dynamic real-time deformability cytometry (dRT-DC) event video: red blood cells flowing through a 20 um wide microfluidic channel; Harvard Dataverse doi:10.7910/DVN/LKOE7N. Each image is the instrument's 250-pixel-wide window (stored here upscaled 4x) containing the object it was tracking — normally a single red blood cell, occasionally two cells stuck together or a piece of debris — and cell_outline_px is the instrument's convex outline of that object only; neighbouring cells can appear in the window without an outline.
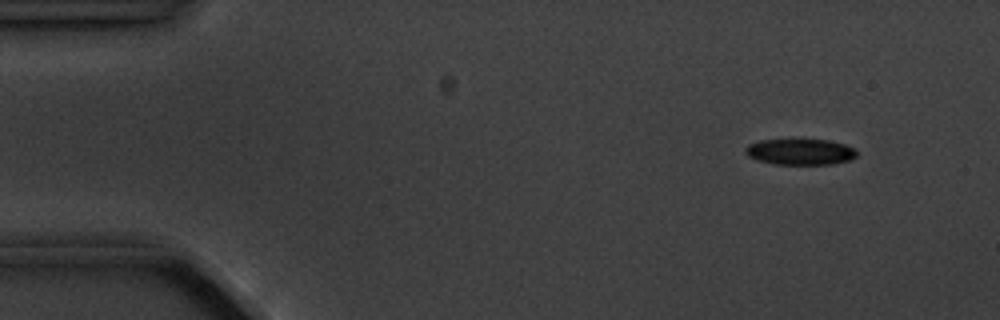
{"species": "common noctule bat (a hibernating species)", "species_latin": "Nyctalus noctula", "temperature_condition": "cold", "stored_images_in_passage": 5, "camera_frame_rate_fps": 3000, "um_per_image_px": 0.085, "animal": {"sex": "male", "body_mass_g": 20.1, "forearm_length_mm": 53.5}, "frame": {"image": 1, "passage_image": 1, "time_ms": 0.0, "image_size_px": [1000, 320], "cell_outline_px": [[856, 156], [848, 160], [832, 164], [772, 164], [756, 160], [748, 156], [744, 152], [744, 148], [748, 144], [760, 140], [828, 140], [844, 144], [856, 148]], "centroid_in_image_um": [67.98, 12.91], "position_along_channel_um": 17.0, "area_um2": 16.88}}